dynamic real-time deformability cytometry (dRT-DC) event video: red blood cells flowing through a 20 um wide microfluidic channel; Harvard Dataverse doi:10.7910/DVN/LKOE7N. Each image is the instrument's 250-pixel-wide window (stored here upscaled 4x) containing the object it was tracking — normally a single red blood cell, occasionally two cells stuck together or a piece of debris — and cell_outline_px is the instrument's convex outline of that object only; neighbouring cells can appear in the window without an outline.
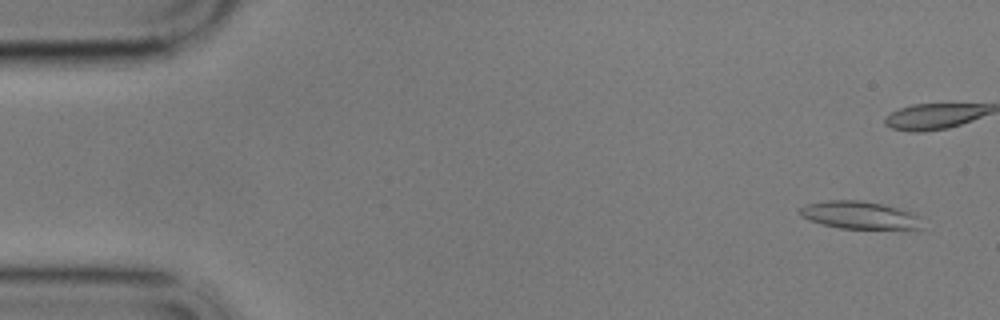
{"species": "common noctule bat (a hibernating species)", "species_latin": "Nyctalus noctula", "temperature_condition": "cold", "stored_images_in_passage": 59, "camera_frame_rate_fps": 3000, "um_per_image_px": 0.085, "animal": {"sex": "male", "body_mass_g": 17.9}, "frame": {"image": 1, "passage_image": 3, "time_ms": 0.667, "image_size_px": [1000, 320], "cell_outline_px": [[924, 228], [916, 232], [840, 228], [824, 224], [800, 216], [796, 208], [804, 204], [828, 200], [860, 200], [880, 204], [912, 212], [920, 216]], "centroid_in_image_um": [73.19, 18.34], "position_along_channel_um": 11.8, "area_um2": 20.75}}
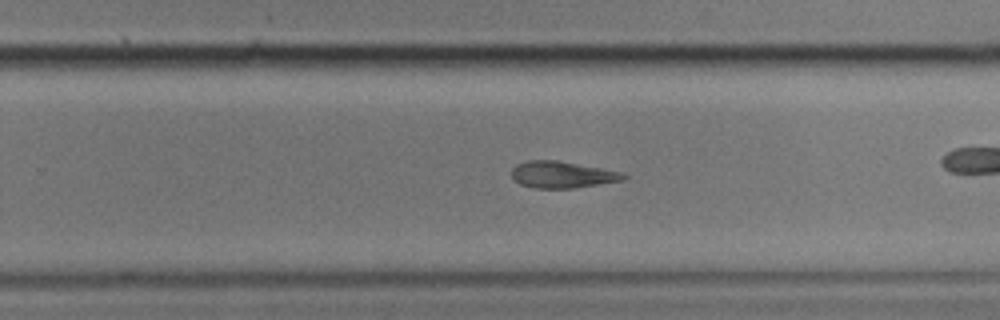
{"frame": {"image": 2, "passage_image": 37, "time_ms": 12.0, "image_size_px": [1000, 320], "cell_outline_px": [[628, 176], [624, 180], [576, 188], [532, 188], [520, 184], [512, 180], [512, 168], [516, 164], [528, 160], [556, 160], [604, 168], [624, 172]], "centroid_in_image_um": [47.8, 14.84], "position_along_channel_um": 282.0, "area_um2": 17.69}}
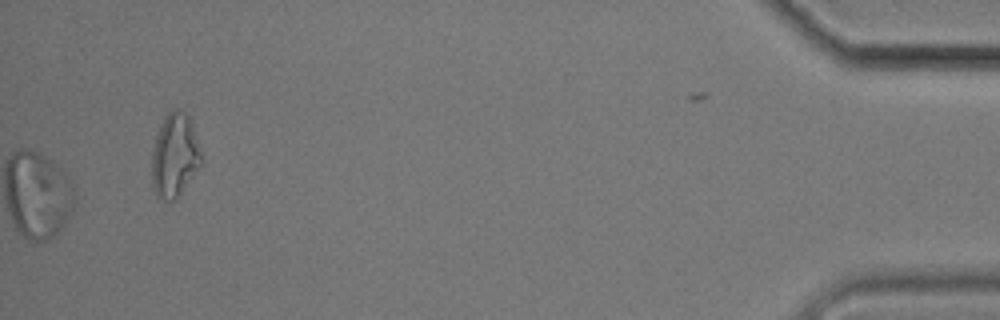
{"frame": {"image": 3, "passage_image": 59, "time_ms": 19.333, "image_size_px": [1000, 320], "cell_outline_px": [[200, 168], [180, 192], [172, 200], [160, 200], [156, 196], [152, 184], [152, 152], [156, 136], [164, 116], [168, 112], [176, 108], [184, 112], [188, 116], [200, 152]], "centroid_in_image_um": [14.81, 13.22], "position_along_channel_um": 420.4, "area_um2": 23.52}, "authors_computed_cell_mechanics": {"area_um2": 18.9006, "velocity_mm_per_s": 3.4033, "shape_relaxation_time_tau1_ms": null, "shape_relaxation_time_tau2_ms": 6.6255, "deformation_change_tau1": null, "deformation_change_tau2": 0.1509}}